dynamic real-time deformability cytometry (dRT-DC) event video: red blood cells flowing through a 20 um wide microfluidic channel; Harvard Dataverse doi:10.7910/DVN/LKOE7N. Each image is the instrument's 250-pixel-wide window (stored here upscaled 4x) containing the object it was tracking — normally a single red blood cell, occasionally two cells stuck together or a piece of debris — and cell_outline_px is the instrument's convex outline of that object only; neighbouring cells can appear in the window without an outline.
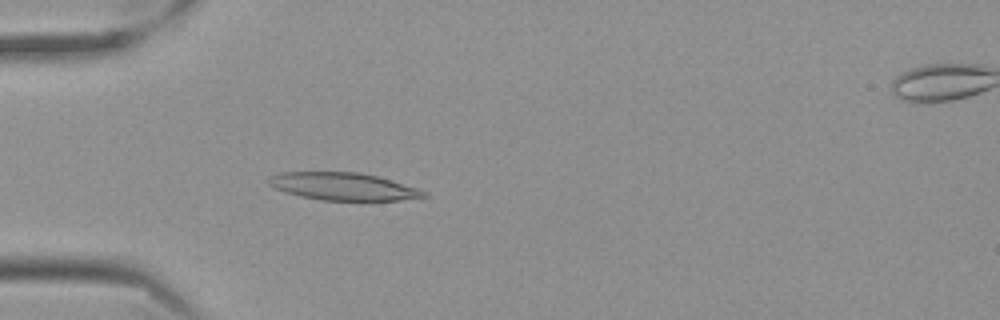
{"species": "Egyptian fruit bat (a non-hibernating species)", "species_latin": "Rousettus aegyptiacus", "temperature_condition": "cold", "stored_images_in_passage": 50, "camera_frame_rate_fps": 3000, "um_per_image_px": 0.085, "frame": {"image": 1, "passage_image": 10, "time_ms": 3.0, "image_size_px": [1000, 320], "cell_outline_px": [[428, 196], [400, 200], [320, 200], [300, 196], [284, 192], [268, 184], [268, 176], [280, 172], [360, 172], [376, 176], [416, 188], [428, 192]], "centroid_in_image_um": [29.12, 15.84], "position_along_channel_um": 55.9, "area_um2": 24.74}}
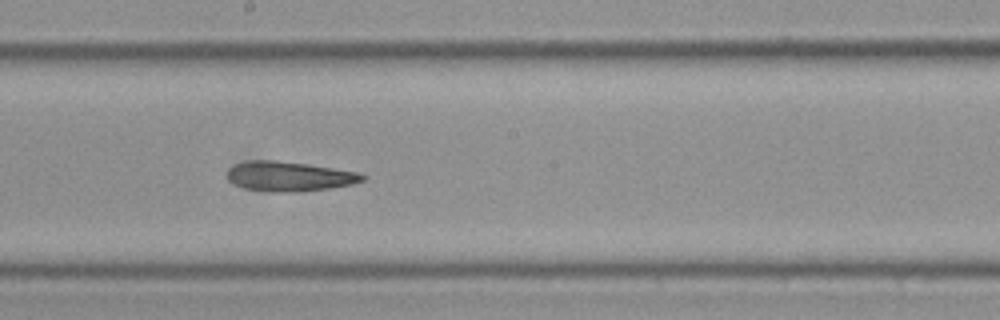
{"frame": {"image": 2, "passage_image": 25, "time_ms": 8.0, "image_size_px": [1000, 320], "cell_outline_px": [[368, 176], [364, 180], [352, 184], [332, 188], [300, 192], [276, 192], [244, 188], [228, 180], [228, 168], [236, 164], [252, 160], [276, 160], [308, 164], [360, 172]], "centroid_in_image_um": [24.65, 14.99], "position_along_channel_um": 223.6, "area_um2": 23.52}}
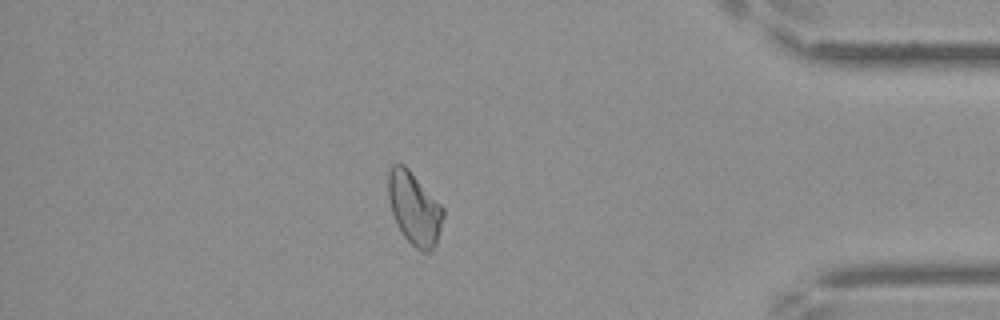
{"frame": {"image": 3, "passage_image": 43, "time_ms": 14.0, "image_size_px": [1000, 320], "cell_outline_px": [[444, 216], [436, 244], [428, 252], [420, 252], [404, 236], [392, 212], [388, 196], [388, 172], [392, 164], [400, 160], [408, 168], [444, 208]], "centroid_in_image_um": [35.21, 17.67], "position_along_channel_um": 400.0, "area_um2": 23.12}, "authors_computed_cell_mechanics": {"area_um2": 23.4957, "velocity_mm_per_s": 3.5017, "shape_relaxation_time_tau1_ms": null, "shape_relaxation_time_tau2_ms": 7.2488, "deformation_change_tau1": null, "deformation_change_tau2": 0.1672}}